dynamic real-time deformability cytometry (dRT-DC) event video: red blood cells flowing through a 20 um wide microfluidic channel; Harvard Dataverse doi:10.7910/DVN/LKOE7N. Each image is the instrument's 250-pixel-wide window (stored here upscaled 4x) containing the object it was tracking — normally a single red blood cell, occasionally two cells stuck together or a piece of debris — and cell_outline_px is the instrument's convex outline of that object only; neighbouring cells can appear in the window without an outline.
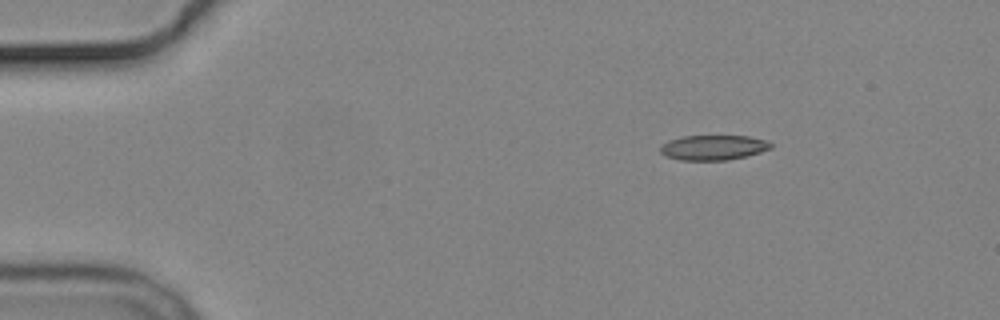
{"species": "common noctule bat (a hibernating species)", "species_latin": "Nyctalus noctula", "temperature_condition": "cold", "stored_images_in_passage": 3, "camera_frame_rate_fps": 3000, "um_per_image_px": 0.085, "animal": {"sex": "male", "body_mass_g": 19.2, "forearm_length_mm": 51.8}, "frame": {"image": 1, "passage_image": 1, "time_ms": 0.0, "image_size_px": [1000, 320], "cell_outline_px": [[772, 148], [760, 152], [728, 160], [680, 160], [664, 156], [660, 152], [660, 144], [668, 140], [684, 136], [748, 136], [768, 140], [772, 144]], "centroid_in_image_um": [60.6, 12.54], "position_along_channel_um": 24.4, "area_um2": 16.18}}